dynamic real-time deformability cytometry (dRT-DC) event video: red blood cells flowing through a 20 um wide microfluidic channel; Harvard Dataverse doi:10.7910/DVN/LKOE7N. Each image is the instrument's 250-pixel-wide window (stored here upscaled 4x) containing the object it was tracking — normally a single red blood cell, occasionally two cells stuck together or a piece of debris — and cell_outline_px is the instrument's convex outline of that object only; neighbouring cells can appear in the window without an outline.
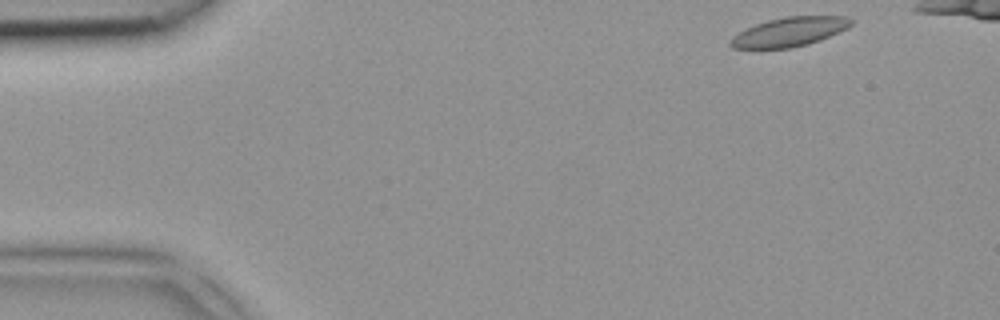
{"species": "common noctule bat (a hibernating species)", "species_latin": "Nyctalus noctula", "temperature_condition": "room temperature", "stored_images_in_passage": 7, "camera_frame_rate_fps": 3000, "um_per_image_px": 0.085, "animal": {"sex": "female", "body_mass_g": 18.4}, "frame": {"image": 1, "passage_image": 1, "time_ms": 0.0, "image_size_px": [1000, 320], "cell_outline_px": [[856, 20], [848, 28], [820, 40], [808, 44], [792, 48], [756, 52], [732, 48], [728, 44], [728, 40], [732, 36], [756, 24], [768, 20], [788, 16], [844, 16]], "centroid_in_image_um": [67.02, 2.77], "position_along_channel_um": 18.0, "area_um2": 21.39}}
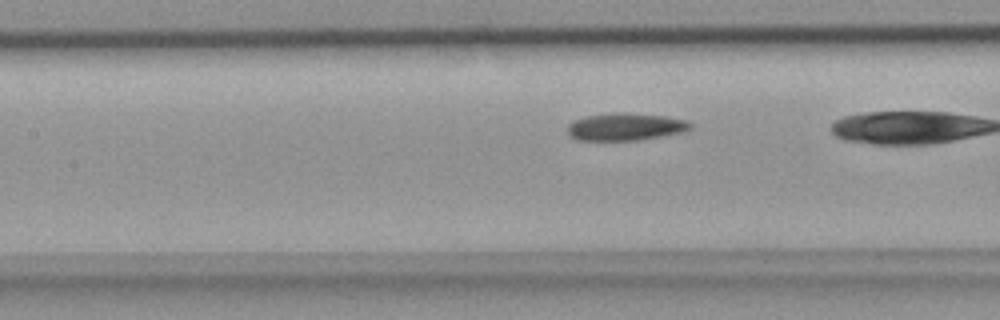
{"frame": {"image": 2, "passage_image": 7, "time_ms": 2.0, "image_size_px": [1000, 320], "cell_outline_px": [[692, 128], [680, 132], [660, 136], [636, 140], [576, 140], [568, 136], [568, 124], [572, 120], [588, 116], [616, 112], [620, 112], [664, 116], [688, 120], [692, 124]], "centroid_in_image_um": [53.12, 10.77], "position_along_channel_um": 154.3, "area_um2": 19.54}}